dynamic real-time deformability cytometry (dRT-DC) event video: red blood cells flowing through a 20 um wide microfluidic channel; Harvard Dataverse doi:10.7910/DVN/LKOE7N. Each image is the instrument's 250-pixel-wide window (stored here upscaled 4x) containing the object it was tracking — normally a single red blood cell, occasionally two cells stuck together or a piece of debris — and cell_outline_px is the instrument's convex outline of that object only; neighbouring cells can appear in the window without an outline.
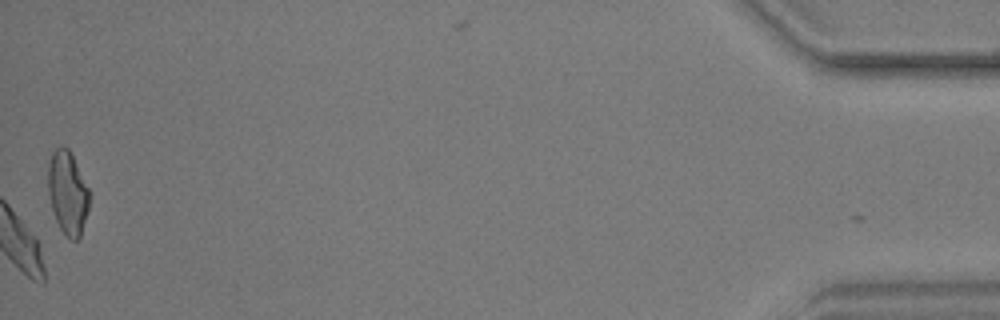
{"species": "common noctule bat (a hibernating species)", "species_latin": "Nyctalus noctula", "temperature_condition": "warm", "stored_images_in_passage": 48, "camera_frame_rate_fps": 3000, "um_per_image_px": 0.085, "animal": {"sex": "male", "body_mass_g": 17.9, "forearm_length_mm": 54.2}, "frame": {"image": 1, "passage_image": 47, "time_ms": 15.333, "image_size_px": [1000, 320], "cell_outline_px": [[88, 208], [80, 236], [76, 240], [72, 240], [60, 228], [56, 220], [52, 208], [48, 192], [48, 160], [52, 152], [56, 148], [68, 148], [88, 188]], "centroid_in_image_um": [5.72, 16.37], "position_along_channel_um": 429.5, "area_um2": 19.42}}